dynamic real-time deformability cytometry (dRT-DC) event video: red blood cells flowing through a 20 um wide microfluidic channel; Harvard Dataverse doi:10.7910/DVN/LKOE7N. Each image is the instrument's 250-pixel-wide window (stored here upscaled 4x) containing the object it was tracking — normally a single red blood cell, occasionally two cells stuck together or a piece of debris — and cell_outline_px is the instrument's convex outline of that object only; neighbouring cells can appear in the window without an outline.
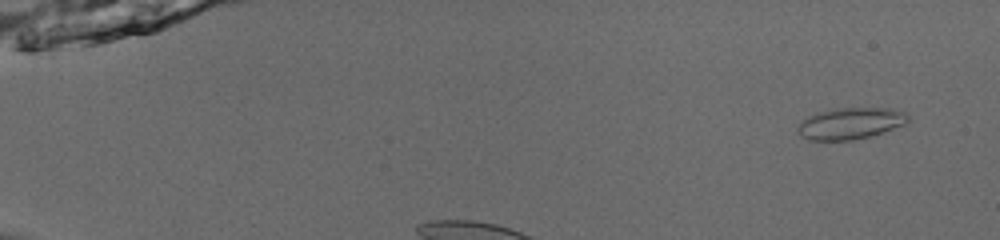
{"species": "common noctule bat (a hibernating species)", "species_latin": "Nyctalus noctula", "temperature_condition": "room temperature", "stored_images_in_passage": 41, "camera_frame_rate_fps": 3000, "um_per_image_px": 0.085, "animal": {"sex": "male", "body_mass_g": 13.0, "forearm_length_mm": 53.1}, "frame": {"image": 1, "passage_image": 4, "time_ms": 1.0, "image_size_px": [1000, 240], "cell_outline_px": [[912, 120], [908, 124], [868, 136], [852, 140], [808, 140], [800, 136], [796, 132], [796, 128], [808, 116], [816, 112], [836, 108], [888, 108], [904, 112]], "centroid_in_image_um": [72.29, 10.49], "position_along_channel_um": 12.7, "area_um2": 20.35}}
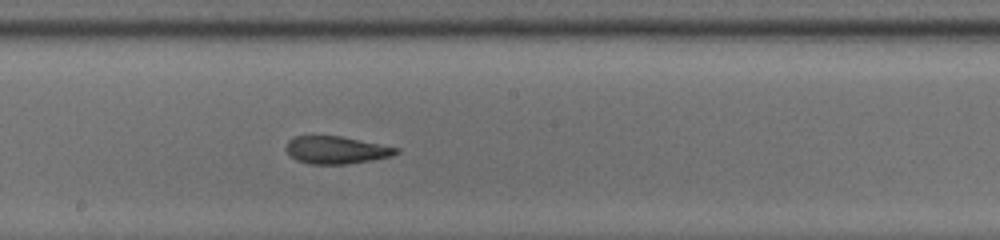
{"frame": {"image": 2, "passage_image": 20, "time_ms": 6.333, "image_size_px": [1000, 240], "cell_outline_px": [[400, 152], [392, 156], [372, 160], [348, 164], [308, 164], [296, 160], [284, 148], [288, 140], [296, 136], [340, 136], [400, 148]], "centroid_in_image_um": [28.58, 12.76], "position_along_channel_um": 219.6, "area_um2": 17.69}}
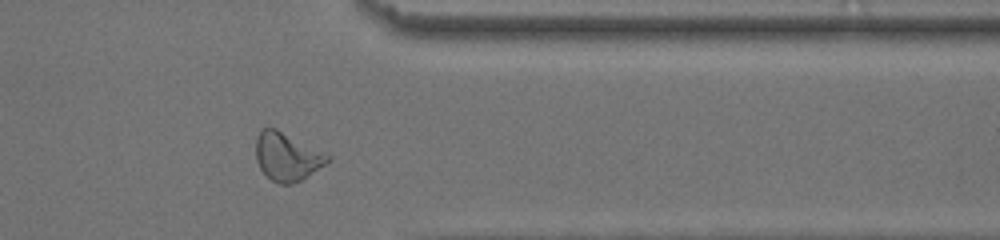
{"frame": {"image": 3, "passage_image": 33, "time_ms": 10.667, "image_size_px": [1000, 240], "cell_outline_px": [[332, 160], [300, 180], [292, 184], [280, 184], [272, 180], [260, 168], [256, 160], [256, 136], [260, 128], [276, 128], [332, 156]], "centroid_in_image_um": [24.39, 13.3], "position_along_channel_um": 387.0, "area_um2": 20.06}, "authors_computed_cell_mechanics": {"area_um2": 19.4208, "velocity_mm_per_s": 3.9403, "shape_relaxation_time_tau1_ms": 5.1374, "shape_relaxation_time_tau2_ms": 2.4217, "deformation_change_tau1": 0.1661, "deformation_change_tau2": 0.0856}}